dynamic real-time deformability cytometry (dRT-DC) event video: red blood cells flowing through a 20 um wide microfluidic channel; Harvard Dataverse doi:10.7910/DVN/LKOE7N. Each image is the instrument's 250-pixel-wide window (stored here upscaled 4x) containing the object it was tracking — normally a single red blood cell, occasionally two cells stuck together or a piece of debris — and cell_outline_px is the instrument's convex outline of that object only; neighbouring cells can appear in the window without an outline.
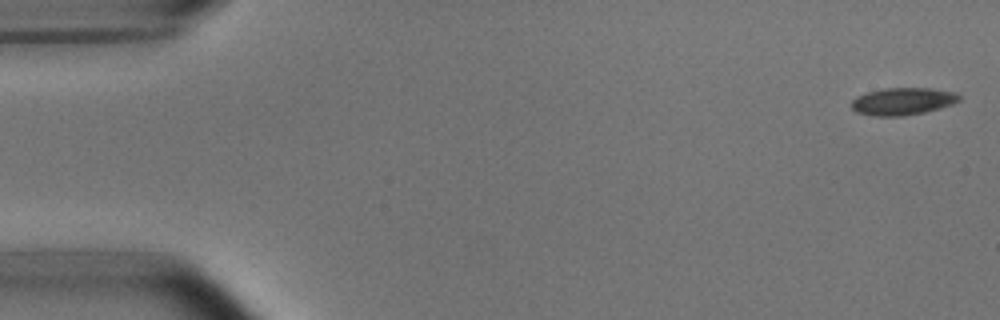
{"species": "common noctule bat (a hibernating species)", "species_latin": "Nyctalus noctula", "temperature_condition": "room temperature", "stored_images_in_passage": 52, "camera_frame_rate_fps": 3000, "um_per_image_px": 0.085, "animal": {"sex": "male", "body_mass_g": 15.6}, "frame": {"image": 1, "passage_image": 1, "time_ms": 0.0, "image_size_px": [1000, 320], "cell_outline_px": [[960, 100], [952, 104], [940, 108], [924, 112], [904, 116], [876, 116], [856, 112], [852, 108], [852, 100], [856, 96], [868, 92], [884, 88], [932, 88], [956, 92], [960, 96]], "centroid_in_image_um": [76.74, 8.61], "position_along_channel_um": 8.3, "area_um2": 17.17}}
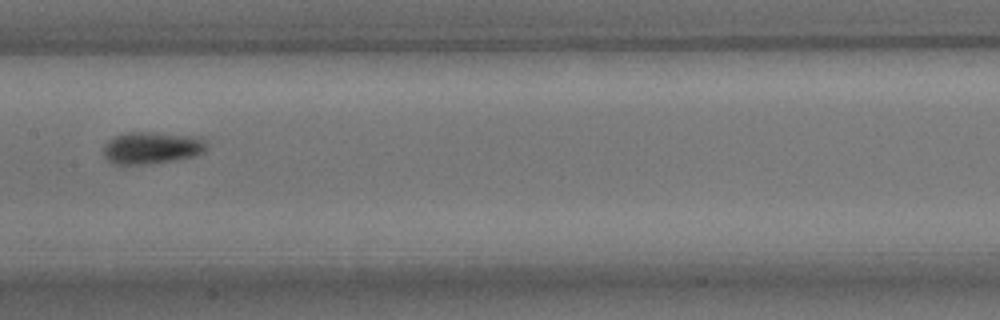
{"frame": {"image": 2, "passage_image": 26, "time_ms": 8.333, "image_size_px": [1000, 320], "cell_outline_px": [[204, 152], [192, 156], [172, 160], [144, 164], [112, 164], [104, 156], [104, 144], [112, 136], [124, 132], [152, 132], [204, 136]], "centroid_in_image_um": [12.86, 12.53], "position_along_channel_um": 194.5, "area_um2": 19.36}}
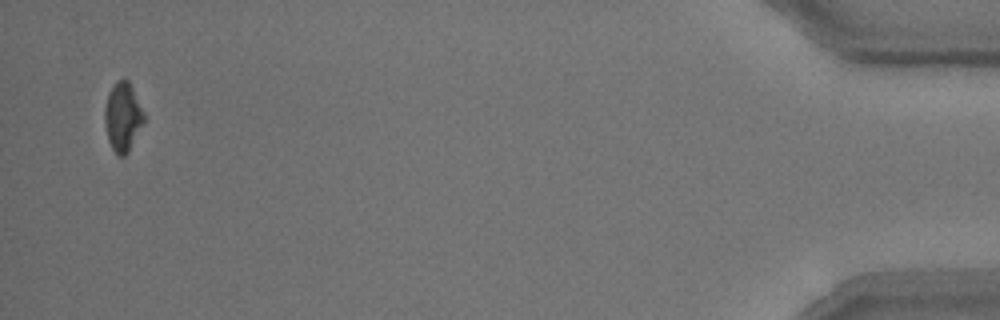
{"frame": {"image": 3, "passage_image": 51, "time_ms": 16.667, "image_size_px": [1000, 320], "cell_outline_px": [[144, 120], [128, 152], [124, 156], [120, 156], [112, 148], [108, 140], [104, 120], [104, 108], [108, 92], [116, 80], [128, 80], [144, 112]], "centroid_in_image_um": [10.41, 9.91], "position_along_channel_um": 424.8, "area_um2": 15.49}, "authors_computed_cell_mechanics": {"area_um2": 17.3978, "velocity_mm_per_s": 3.775, "shape_relaxation_time_tau1_ms": 1.8474, "shape_relaxation_time_tau2_ms": null, "deformation_change_tau1": 0.0903, "deformation_change_tau2": null}}